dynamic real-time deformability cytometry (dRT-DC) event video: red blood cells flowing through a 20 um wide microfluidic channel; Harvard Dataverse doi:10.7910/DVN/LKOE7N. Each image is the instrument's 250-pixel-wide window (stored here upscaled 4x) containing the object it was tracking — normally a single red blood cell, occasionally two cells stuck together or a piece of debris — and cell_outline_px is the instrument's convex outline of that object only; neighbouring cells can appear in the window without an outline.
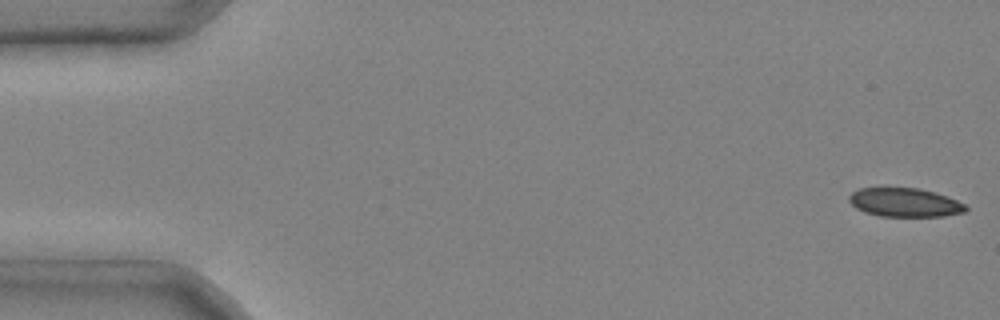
{"species": "common noctule bat (a hibernating species)", "species_latin": "Nyctalus noctula", "temperature_condition": "cold", "stored_images_in_passage": 5, "camera_frame_rate_fps": 3000, "um_per_image_px": 0.085, "animal": {"sex": "male", "body_mass_g": 20.4}, "frame": {"image": 1, "passage_image": 1, "time_ms": 0.0, "image_size_px": [1000, 320], "cell_outline_px": [[968, 208], [964, 212], [944, 216], [880, 216], [864, 212], [856, 208], [848, 200], [848, 196], [852, 192], [860, 188], [920, 188], [936, 192], [948, 196], [964, 204]], "centroid_in_image_um": [76.9, 17.2], "position_along_channel_um": 8.1, "area_um2": 19.59}}
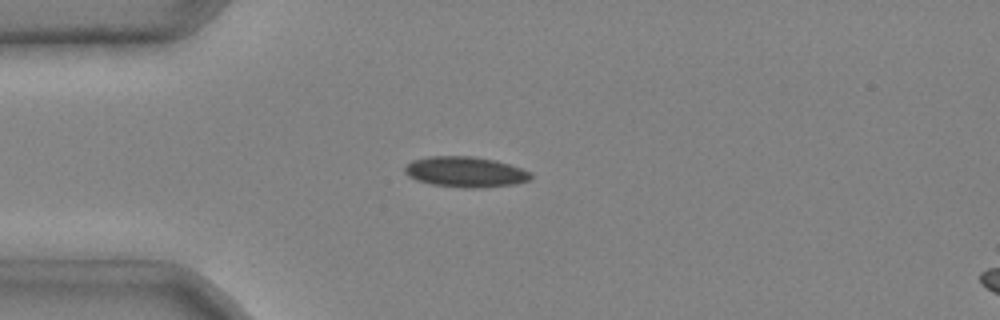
{"frame": {"image": 2, "passage_image": 4, "time_ms": 1.0, "image_size_px": [1000, 320], "cell_outline_px": [[532, 176], [528, 180], [516, 184], [480, 188], [464, 188], [432, 184], [416, 180], [408, 176], [404, 172], [404, 168], [412, 160], [428, 156], [472, 156], [496, 160], [532, 172]], "centroid_in_image_um": [39.55, 14.61], "position_along_channel_um": 45.4, "area_um2": 22.48}}